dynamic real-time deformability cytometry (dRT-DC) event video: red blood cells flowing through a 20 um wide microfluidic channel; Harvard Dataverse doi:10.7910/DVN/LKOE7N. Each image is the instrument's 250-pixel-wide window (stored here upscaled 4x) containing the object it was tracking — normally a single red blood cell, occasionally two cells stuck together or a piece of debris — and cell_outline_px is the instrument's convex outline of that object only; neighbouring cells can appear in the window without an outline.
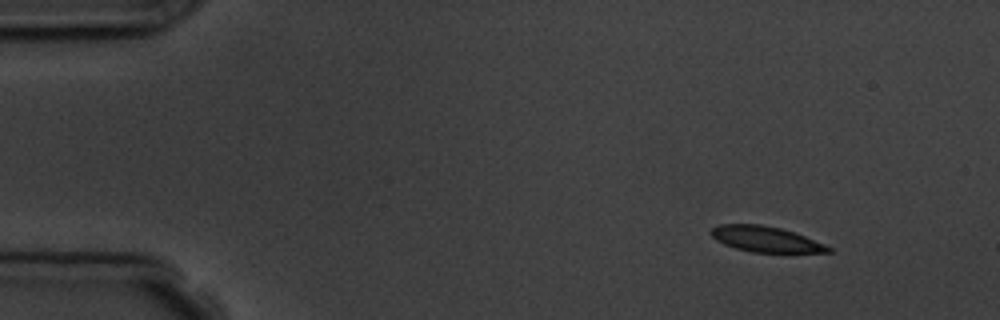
{"species": "common noctule bat (a hibernating species)", "species_latin": "Nyctalus noctula", "temperature_condition": "room temperature", "stored_images_in_passage": 4, "camera_frame_rate_fps": 3000, "um_per_image_px": 0.085, "animal": {"sex": "male", "body_mass_g": 19.5, "forearm_length_mm": 54.6}, "frame": {"image": 1, "passage_image": 1, "time_ms": 0.0, "image_size_px": [1000, 320], "cell_outline_px": [[832, 252], [752, 252], [736, 248], [724, 244], [716, 240], [708, 232], [712, 228], [720, 224], [760, 224], [780, 228], [804, 236], [824, 244], [832, 248]], "centroid_in_image_um": [65.04, 20.32], "position_along_channel_um": 20.0, "area_um2": 17.28}}
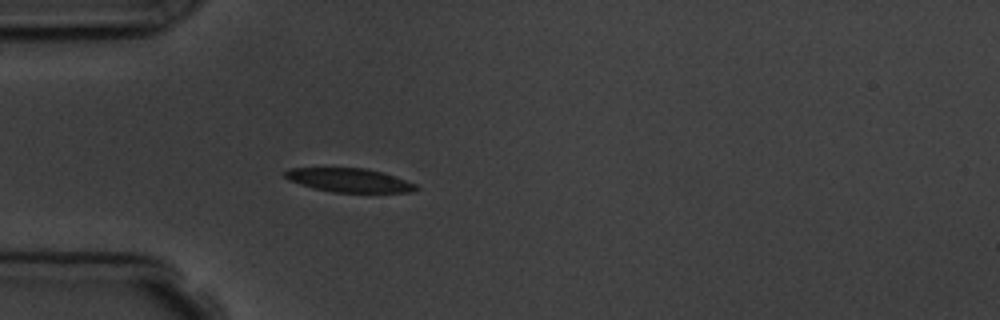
{"frame": {"image": 2, "passage_image": 4, "time_ms": 3.333, "image_size_px": [1000, 320], "cell_outline_px": [[420, 188], [412, 192], [332, 192], [312, 188], [288, 180], [284, 176], [284, 172], [288, 168], [364, 168], [396, 176], [416, 184]], "centroid_in_image_um": [29.67, 15.32], "position_along_channel_um": 55.3, "area_um2": 18.15}}